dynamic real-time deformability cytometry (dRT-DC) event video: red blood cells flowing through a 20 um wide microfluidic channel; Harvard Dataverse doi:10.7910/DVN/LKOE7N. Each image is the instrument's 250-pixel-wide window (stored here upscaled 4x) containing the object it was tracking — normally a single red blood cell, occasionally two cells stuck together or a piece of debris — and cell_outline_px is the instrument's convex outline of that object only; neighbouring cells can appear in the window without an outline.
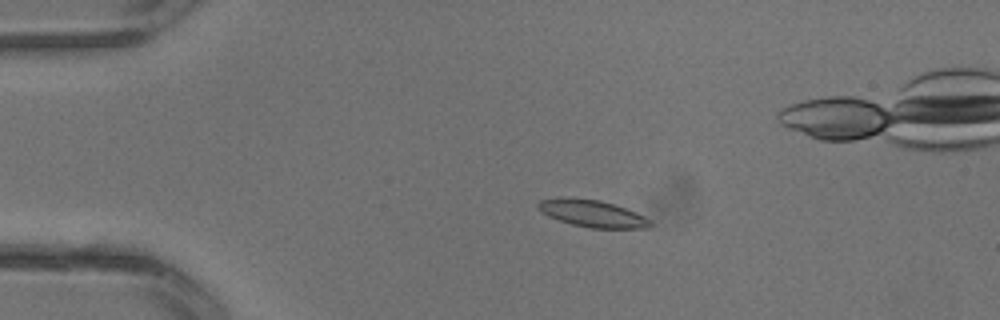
{"species": "common noctule bat (a hibernating species)", "species_latin": "Nyctalus noctula", "temperature_condition": "warm", "stored_images_in_passage": 4, "camera_frame_rate_fps": 3000, "um_per_image_px": 0.085, "animal": {"sex": "male", "body_mass_g": 13.3}, "frame": {"image": 1, "passage_image": 2, "time_ms": 0.333, "image_size_px": [1000, 320], "cell_outline_px": [[652, 224], [648, 228], [592, 228], [572, 224], [548, 216], [540, 212], [536, 208], [536, 204], [540, 200], [600, 200], [616, 204], [636, 212], [652, 220]], "centroid_in_image_um": [50.43, 18.19], "position_along_channel_um": 34.6, "area_um2": 17.11}}